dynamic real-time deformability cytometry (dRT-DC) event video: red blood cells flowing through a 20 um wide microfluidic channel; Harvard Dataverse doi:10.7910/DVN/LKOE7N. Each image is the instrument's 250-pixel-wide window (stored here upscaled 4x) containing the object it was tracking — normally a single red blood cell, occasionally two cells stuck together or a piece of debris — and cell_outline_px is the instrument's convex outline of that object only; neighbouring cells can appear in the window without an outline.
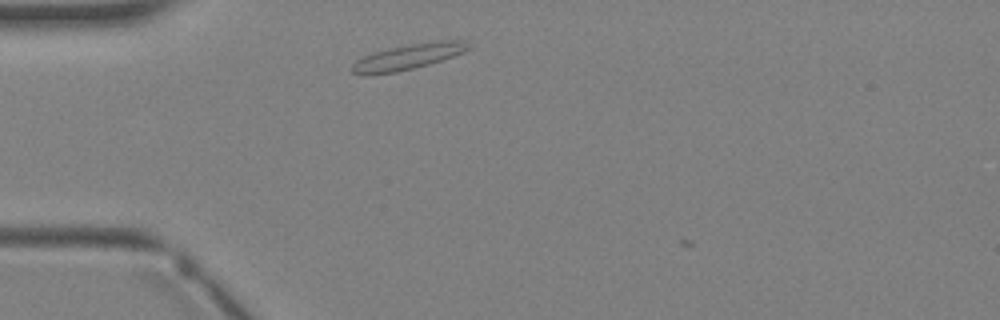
{"species": "Egyptian fruit bat (a non-hibernating species)", "species_latin": "Rousettus aegyptiacus", "temperature_condition": "warm", "stored_images_in_passage": 1, "camera_frame_rate_fps": 3000, "um_per_image_px": 0.085, "animal": {"sex": "female"}, "frame": {"image": 1, "passage_image": 1, "time_ms": 0.0, "image_size_px": [1000, 320], "cell_outline_px": [[472, 48], [452, 56], [428, 64], [396, 72], [352, 72], [352, 64], [356, 60], [364, 56], [388, 48], [432, 40], [464, 40], [472, 44]], "centroid_in_image_um": [34.83, 4.76], "position_along_channel_um": 50.2, "area_um2": 16.7}}